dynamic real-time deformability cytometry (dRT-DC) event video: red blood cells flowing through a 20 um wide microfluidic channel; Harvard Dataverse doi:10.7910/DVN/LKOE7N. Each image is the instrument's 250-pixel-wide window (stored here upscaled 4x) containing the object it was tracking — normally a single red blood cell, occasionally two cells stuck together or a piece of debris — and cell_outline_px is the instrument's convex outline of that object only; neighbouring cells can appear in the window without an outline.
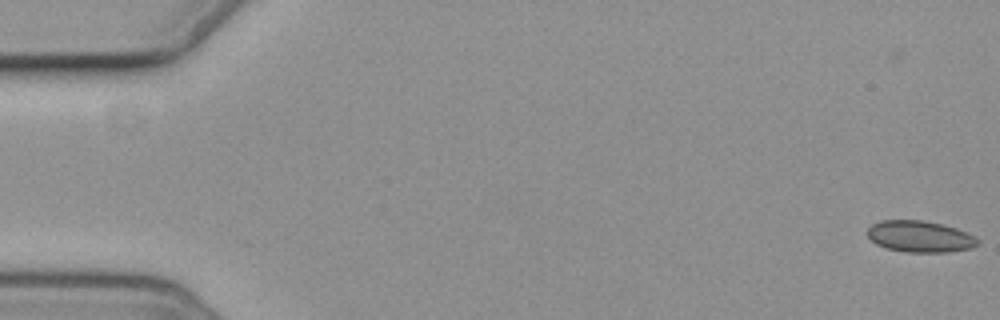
{"species": "common noctule bat (a hibernating species)", "species_latin": "Nyctalus noctula", "temperature_condition": "cold", "stored_images_in_passage": 6, "camera_frame_rate_fps": 3000, "um_per_image_px": 0.085, "animal": {"sex": "female", "body_mass_g": 19.3, "forearm_length_mm": 54.1}, "frame": {"image": 1, "passage_image": 2, "time_ms": 1.0, "image_size_px": [1000, 320], "cell_outline_px": [[980, 244], [972, 248], [948, 252], [904, 252], [884, 248], [876, 244], [868, 236], [868, 228], [872, 224], [880, 220], [924, 220], [956, 228], [980, 240]], "centroid_in_image_um": [78.18, 20.11], "position_along_channel_um": 6.8, "area_um2": 20.23}}